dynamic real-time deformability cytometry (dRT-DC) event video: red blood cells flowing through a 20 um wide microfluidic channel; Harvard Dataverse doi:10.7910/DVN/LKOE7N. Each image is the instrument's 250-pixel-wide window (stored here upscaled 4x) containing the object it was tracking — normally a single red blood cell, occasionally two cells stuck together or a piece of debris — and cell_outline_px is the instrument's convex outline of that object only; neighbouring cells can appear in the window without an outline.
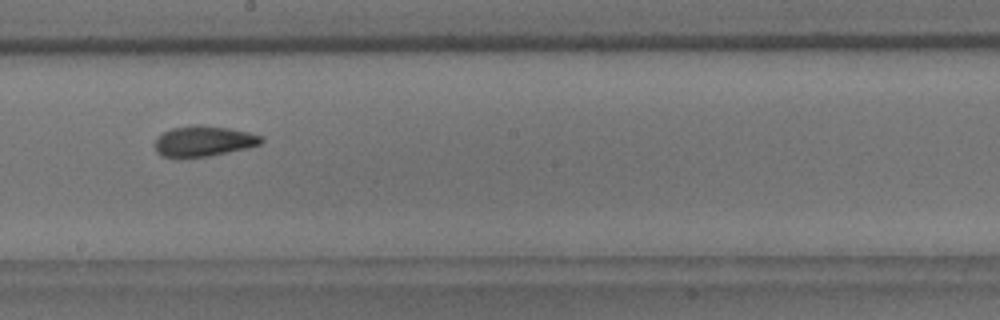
{"species": "common noctule bat (a hibernating species)", "species_latin": "Nyctalus noctula", "temperature_condition": "room temperature", "stored_images_in_passage": 8, "camera_frame_rate_fps": 3000, "um_per_image_px": 0.085, "animal": {"sex": "male", "body_mass_g": 18.8}, "frame": {"image": 1, "passage_image": 6, "time_ms": 1.667, "image_size_px": [1000, 320], "cell_outline_px": [[264, 140], [260, 144], [248, 148], [208, 156], [160, 156], [156, 152], [156, 136], [172, 128], [196, 124], [228, 128], [248, 132], [260, 136]], "centroid_in_image_um": [17.31, 11.98], "position_along_channel_um": 230.9, "area_um2": 18.61}}
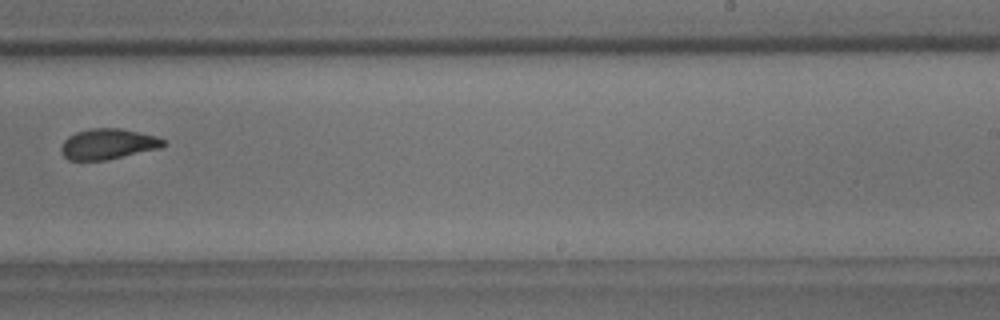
{"frame": {"image": 2, "passage_image": 7, "time_ms": 2.0, "image_size_px": [1000, 320], "cell_outline_px": [[168, 144], [160, 148], [104, 160], [68, 160], [64, 156], [60, 148], [64, 140], [68, 136], [76, 132], [88, 128], [120, 128], [156, 136], [164, 140]], "centroid_in_image_um": [9.16, 12.23], "position_along_channel_um": 279.8, "area_um2": 18.15}}